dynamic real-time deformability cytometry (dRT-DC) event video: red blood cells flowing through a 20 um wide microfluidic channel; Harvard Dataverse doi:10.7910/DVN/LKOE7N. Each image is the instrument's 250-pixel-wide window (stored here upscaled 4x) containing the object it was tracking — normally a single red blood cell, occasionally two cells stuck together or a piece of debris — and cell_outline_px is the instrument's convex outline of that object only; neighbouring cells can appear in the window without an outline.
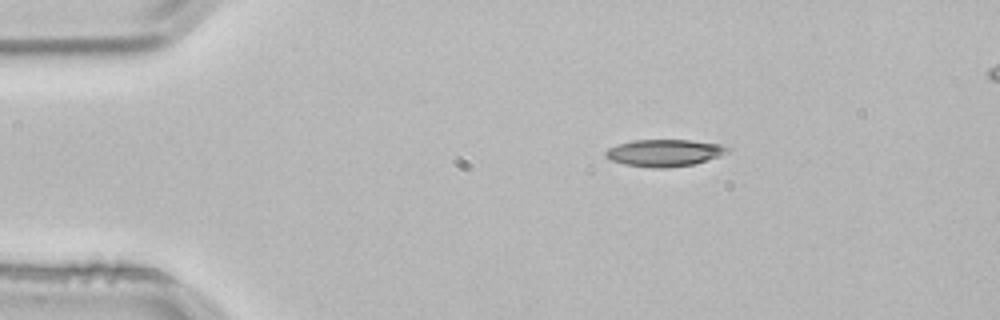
{"species": "common noctule bat (a hibernating species)", "species_latin": "Nyctalus noctula", "temperature_condition": "room temperature", "stored_images_in_passage": 3, "segment_of_instrument_passage": [1, 2], "camera_frame_rate_fps": 3000, "um_per_image_px": 0.085, "animal": {"sex": "male", "body_mass_g": 21.5, "forearm_length_mm": 52.0}, "frame": {"image": 1, "passage_image": 1, "time_ms": 0.0, "image_size_px": [1000, 320], "cell_outline_px": [[732, 148], [728, 152], [696, 164], [664, 168], [652, 168], [624, 164], [612, 160], [604, 156], [604, 152], [608, 148], [616, 144], [632, 140], [692, 140], [720, 144]], "centroid_in_image_um": [56.46, 12.99], "position_along_channel_um": 28.5, "area_um2": 19.31}}